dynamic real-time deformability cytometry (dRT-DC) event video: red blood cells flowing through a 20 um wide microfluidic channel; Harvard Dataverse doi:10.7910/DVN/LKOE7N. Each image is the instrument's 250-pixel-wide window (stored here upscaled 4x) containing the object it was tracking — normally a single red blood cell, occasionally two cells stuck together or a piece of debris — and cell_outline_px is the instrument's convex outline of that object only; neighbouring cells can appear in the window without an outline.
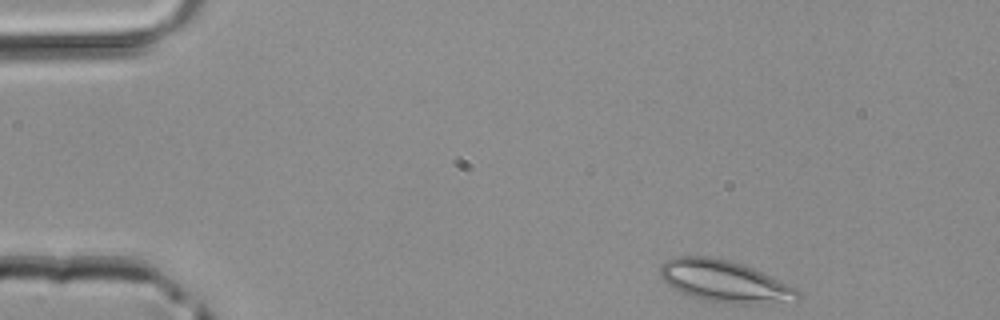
{"species": "common noctule bat (a hibernating species)", "species_latin": "Nyctalus noctula", "temperature_condition": "room temperature", "stored_images_in_passage": 40, "camera_frame_rate_fps": 3000, "um_per_image_px": 0.085, "animal": {"sex": "male", "body_mass_g": 20.4}, "frame": {"image": 1, "passage_image": 1, "time_ms": 0.0, "image_size_px": [1000, 320], "cell_outline_px": [[800, 300], [764, 304], [732, 304], [704, 300], [680, 292], [668, 284], [660, 276], [660, 268], [664, 260], [680, 256], [708, 256], [728, 260], [752, 268], [796, 288], [800, 292]], "centroid_in_image_um": [61.59, 23.93], "position_along_channel_um": 23.4, "area_um2": 33.35}}
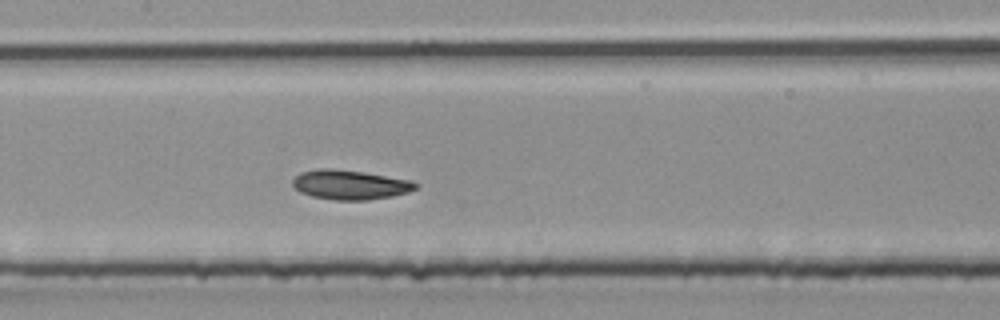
{"frame": {"image": 2, "passage_image": 17, "time_ms": 5.333, "image_size_px": [1000, 320], "cell_outline_px": [[420, 184], [416, 188], [408, 192], [392, 196], [368, 200], [336, 200], [312, 196], [300, 192], [292, 184], [292, 180], [300, 172], [320, 168], [332, 168], [364, 172], [408, 180]], "centroid_in_image_um": [29.73, 15.7], "position_along_channel_um": 177.7, "area_um2": 21.04}}
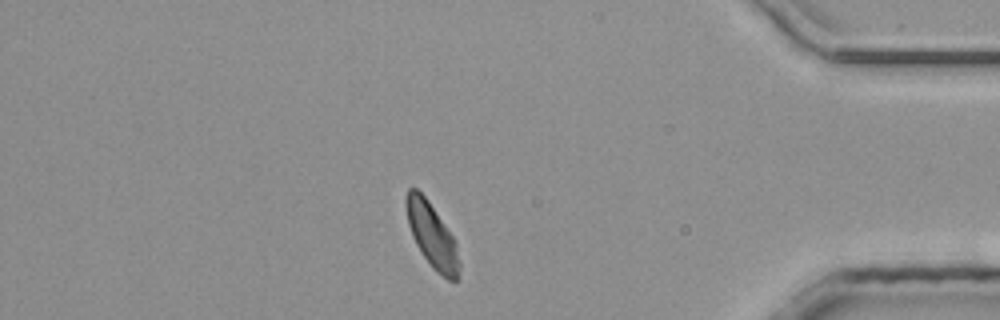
{"frame": {"image": 3, "passage_image": 34, "time_ms": 11.0, "image_size_px": [1000, 320], "cell_outline_px": [[460, 280], [448, 280], [436, 272], [432, 268], [416, 244], [412, 236], [408, 224], [404, 204], [404, 200], [408, 188], [416, 188], [428, 200], [452, 236], [456, 244], [460, 264]], "centroid_in_image_um": [36.71, 20.03], "position_along_channel_um": 398.5, "area_um2": 20.0}}